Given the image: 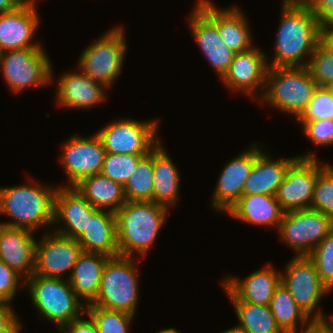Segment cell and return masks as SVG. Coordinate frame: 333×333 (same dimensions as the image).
<instances>
[{
  "label": "cell",
  "instance_id": "cell-1",
  "mask_svg": "<svg viewBox=\"0 0 333 333\" xmlns=\"http://www.w3.org/2000/svg\"><path fill=\"white\" fill-rule=\"evenodd\" d=\"M282 4L275 53L268 67L307 66L319 45L321 25L303 0H283Z\"/></svg>",
  "mask_w": 333,
  "mask_h": 333
},
{
  "label": "cell",
  "instance_id": "cell-2",
  "mask_svg": "<svg viewBox=\"0 0 333 333\" xmlns=\"http://www.w3.org/2000/svg\"><path fill=\"white\" fill-rule=\"evenodd\" d=\"M169 208L152 201H126L115 212L119 254L146 256L160 229L166 222Z\"/></svg>",
  "mask_w": 333,
  "mask_h": 333
},
{
  "label": "cell",
  "instance_id": "cell-3",
  "mask_svg": "<svg viewBox=\"0 0 333 333\" xmlns=\"http://www.w3.org/2000/svg\"><path fill=\"white\" fill-rule=\"evenodd\" d=\"M0 187V214L13 221L0 224L28 229L35 232L40 227L52 226L54 222V196L57 188L30 183ZM28 183V184H27Z\"/></svg>",
  "mask_w": 333,
  "mask_h": 333
},
{
  "label": "cell",
  "instance_id": "cell-4",
  "mask_svg": "<svg viewBox=\"0 0 333 333\" xmlns=\"http://www.w3.org/2000/svg\"><path fill=\"white\" fill-rule=\"evenodd\" d=\"M317 88L318 84L311 77L307 66L268 67L264 92L259 96V101L284 113L293 114L298 119Z\"/></svg>",
  "mask_w": 333,
  "mask_h": 333
},
{
  "label": "cell",
  "instance_id": "cell-5",
  "mask_svg": "<svg viewBox=\"0 0 333 333\" xmlns=\"http://www.w3.org/2000/svg\"><path fill=\"white\" fill-rule=\"evenodd\" d=\"M34 307L41 316L60 328L86 313V305L73 291L68 279L32 274L25 280Z\"/></svg>",
  "mask_w": 333,
  "mask_h": 333
},
{
  "label": "cell",
  "instance_id": "cell-6",
  "mask_svg": "<svg viewBox=\"0 0 333 333\" xmlns=\"http://www.w3.org/2000/svg\"><path fill=\"white\" fill-rule=\"evenodd\" d=\"M134 260V257L123 255L107 259L97 298L90 305L123 311L135 316L139 299V280Z\"/></svg>",
  "mask_w": 333,
  "mask_h": 333
},
{
  "label": "cell",
  "instance_id": "cell-7",
  "mask_svg": "<svg viewBox=\"0 0 333 333\" xmlns=\"http://www.w3.org/2000/svg\"><path fill=\"white\" fill-rule=\"evenodd\" d=\"M125 33L122 26H114L87 46L80 54L78 70L109 89L123 72Z\"/></svg>",
  "mask_w": 333,
  "mask_h": 333
},
{
  "label": "cell",
  "instance_id": "cell-8",
  "mask_svg": "<svg viewBox=\"0 0 333 333\" xmlns=\"http://www.w3.org/2000/svg\"><path fill=\"white\" fill-rule=\"evenodd\" d=\"M0 70L7 86L15 94L54 81L52 63L44 48L3 51L0 53Z\"/></svg>",
  "mask_w": 333,
  "mask_h": 333
},
{
  "label": "cell",
  "instance_id": "cell-9",
  "mask_svg": "<svg viewBox=\"0 0 333 333\" xmlns=\"http://www.w3.org/2000/svg\"><path fill=\"white\" fill-rule=\"evenodd\" d=\"M284 271L281 274V282L299 308L310 319H326L317 305L330 291L320 281L314 261L308 255H295L287 263Z\"/></svg>",
  "mask_w": 333,
  "mask_h": 333
},
{
  "label": "cell",
  "instance_id": "cell-10",
  "mask_svg": "<svg viewBox=\"0 0 333 333\" xmlns=\"http://www.w3.org/2000/svg\"><path fill=\"white\" fill-rule=\"evenodd\" d=\"M159 120L117 119L97 131L106 153L149 154L159 143Z\"/></svg>",
  "mask_w": 333,
  "mask_h": 333
},
{
  "label": "cell",
  "instance_id": "cell-11",
  "mask_svg": "<svg viewBox=\"0 0 333 333\" xmlns=\"http://www.w3.org/2000/svg\"><path fill=\"white\" fill-rule=\"evenodd\" d=\"M333 229V220L314 209L284 212L278 227L282 242L297 252L295 255H309L312 250Z\"/></svg>",
  "mask_w": 333,
  "mask_h": 333
},
{
  "label": "cell",
  "instance_id": "cell-12",
  "mask_svg": "<svg viewBox=\"0 0 333 333\" xmlns=\"http://www.w3.org/2000/svg\"><path fill=\"white\" fill-rule=\"evenodd\" d=\"M318 161L315 153L310 152L298 156L290 165L276 193L284 212L311 208L317 175L328 164Z\"/></svg>",
  "mask_w": 333,
  "mask_h": 333
},
{
  "label": "cell",
  "instance_id": "cell-13",
  "mask_svg": "<svg viewBox=\"0 0 333 333\" xmlns=\"http://www.w3.org/2000/svg\"><path fill=\"white\" fill-rule=\"evenodd\" d=\"M62 145L59 162L68 177V187H74L82 179L101 172L106 151L96 133L89 138L71 135Z\"/></svg>",
  "mask_w": 333,
  "mask_h": 333
},
{
  "label": "cell",
  "instance_id": "cell-14",
  "mask_svg": "<svg viewBox=\"0 0 333 333\" xmlns=\"http://www.w3.org/2000/svg\"><path fill=\"white\" fill-rule=\"evenodd\" d=\"M54 233V234H53ZM42 239L36 243L34 274L44 277L64 278L62 274L70 272L66 279L70 278L73 267L82 247L77 239L64 236L57 232L44 231Z\"/></svg>",
  "mask_w": 333,
  "mask_h": 333
},
{
  "label": "cell",
  "instance_id": "cell-15",
  "mask_svg": "<svg viewBox=\"0 0 333 333\" xmlns=\"http://www.w3.org/2000/svg\"><path fill=\"white\" fill-rule=\"evenodd\" d=\"M263 147L252 143L247 150L229 160L222 169L215 191L212 195V207L217 212L228 210L239 200L245 181L249 177L257 156Z\"/></svg>",
  "mask_w": 333,
  "mask_h": 333
},
{
  "label": "cell",
  "instance_id": "cell-16",
  "mask_svg": "<svg viewBox=\"0 0 333 333\" xmlns=\"http://www.w3.org/2000/svg\"><path fill=\"white\" fill-rule=\"evenodd\" d=\"M268 58L266 53L253 46L252 48L235 54L228 71L221 78L222 83L232 92L241 91L247 95H253L252 99H259L256 91L265 88L266 74L268 70Z\"/></svg>",
  "mask_w": 333,
  "mask_h": 333
},
{
  "label": "cell",
  "instance_id": "cell-17",
  "mask_svg": "<svg viewBox=\"0 0 333 333\" xmlns=\"http://www.w3.org/2000/svg\"><path fill=\"white\" fill-rule=\"evenodd\" d=\"M35 0H26L15 11L0 14V53L6 50L43 48L32 41L39 26Z\"/></svg>",
  "mask_w": 333,
  "mask_h": 333
},
{
  "label": "cell",
  "instance_id": "cell-18",
  "mask_svg": "<svg viewBox=\"0 0 333 333\" xmlns=\"http://www.w3.org/2000/svg\"><path fill=\"white\" fill-rule=\"evenodd\" d=\"M188 24L201 52L222 78L236 53L221 40L218 27L196 5L188 17Z\"/></svg>",
  "mask_w": 333,
  "mask_h": 333
},
{
  "label": "cell",
  "instance_id": "cell-19",
  "mask_svg": "<svg viewBox=\"0 0 333 333\" xmlns=\"http://www.w3.org/2000/svg\"><path fill=\"white\" fill-rule=\"evenodd\" d=\"M195 5L218 27L221 40L235 53L254 46L247 16L236 5L220 9L210 0H198Z\"/></svg>",
  "mask_w": 333,
  "mask_h": 333
},
{
  "label": "cell",
  "instance_id": "cell-20",
  "mask_svg": "<svg viewBox=\"0 0 333 333\" xmlns=\"http://www.w3.org/2000/svg\"><path fill=\"white\" fill-rule=\"evenodd\" d=\"M34 232L0 224V260L28 279L35 270L36 243Z\"/></svg>",
  "mask_w": 333,
  "mask_h": 333
},
{
  "label": "cell",
  "instance_id": "cell-21",
  "mask_svg": "<svg viewBox=\"0 0 333 333\" xmlns=\"http://www.w3.org/2000/svg\"><path fill=\"white\" fill-rule=\"evenodd\" d=\"M54 196V222L53 224H62L55 232L78 239L86 225L88 218L97 210L93 207L75 187L56 186Z\"/></svg>",
  "mask_w": 333,
  "mask_h": 333
},
{
  "label": "cell",
  "instance_id": "cell-22",
  "mask_svg": "<svg viewBox=\"0 0 333 333\" xmlns=\"http://www.w3.org/2000/svg\"><path fill=\"white\" fill-rule=\"evenodd\" d=\"M56 86L59 107L89 110L106 99L107 88L81 71L65 72Z\"/></svg>",
  "mask_w": 333,
  "mask_h": 333
},
{
  "label": "cell",
  "instance_id": "cell-23",
  "mask_svg": "<svg viewBox=\"0 0 333 333\" xmlns=\"http://www.w3.org/2000/svg\"><path fill=\"white\" fill-rule=\"evenodd\" d=\"M281 274L271 263L253 271L244 279L226 276L223 283L240 301L258 305H270L276 288L281 284Z\"/></svg>",
  "mask_w": 333,
  "mask_h": 333
},
{
  "label": "cell",
  "instance_id": "cell-24",
  "mask_svg": "<svg viewBox=\"0 0 333 333\" xmlns=\"http://www.w3.org/2000/svg\"><path fill=\"white\" fill-rule=\"evenodd\" d=\"M77 242L84 252L101 253L109 257L120 255L115 213L97 209L88 218V224Z\"/></svg>",
  "mask_w": 333,
  "mask_h": 333
},
{
  "label": "cell",
  "instance_id": "cell-25",
  "mask_svg": "<svg viewBox=\"0 0 333 333\" xmlns=\"http://www.w3.org/2000/svg\"><path fill=\"white\" fill-rule=\"evenodd\" d=\"M297 156L272 160L266 151H262L256 158L253 169L245 181L242 195L264 194L274 195L283 183L285 174Z\"/></svg>",
  "mask_w": 333,
  "mask_h": 333
},
{
  "label": "cell",
  "instance_id": "cell-26",
  "mask_svg": "<svg viewBox=\"0 0 333 333\" xmlns=\"http://www.w3.org/2000/svg\"><path fill=\"white\" fill-rule=\"evenodd\" d=\"M227 213L242 222L261 226L272 225L277 230L284 215L276 196L264 194L242 195Z\"/></svg>",
  "mask_w": 333,
  "mask_h": 333
},
{
  "label": "cell",
  "instance_id": "cell-27",
  "mask_svg": "<svg viewBox=\"0 0 333 333\" xmlns=\"http://www.w3.org/2000/svg\"><path fill=\"white\" fill-rule=\"evenodd\" d=\"M109 256L101 253L84 252L79 255L68 279L73 291L85 305L97 298L102 272Z\"/></svg>",
  "mask_w": 333,
  "mask_h": 333
},
{
  "label": "cell",
  "instance_id": "cell-28",
  "mask_svg": "<svg viewBox=\"0 0 333 333\" xmlns=\"http://www.w3.org/2000/svg\"><path fill=\"white\" fill-rule=\"evenodd\" d=\"M153 182V202L169 209L175 206L180 190V173L161 142L153 149Z\"/></svg>",
  "mask_w": 333,
  "mask_h": 333
},
{
  "label": "cell",
  "instance_id": "cell-29",
  "mask_svg": "<svg viewBox=\"0 0 333 333\" xmlns=\"http://www.w3.org/2000/svg\"><path fill=\"white\" fill-rule=\"evenodd\" d=\"M74 187L98 210L115 213L126 203L124 187L101 173L82 179Z\"/></svg>",
  "mask_w": 333,
  "mask_h": 333
},
{
  "label": "cell",
  "instance_id": "cell-30",
  "mask_svg": "<svg viewBox=\"0 0 333 333\" xmlns=\"http://www.w3.org/2000/svg\"><path fill=\"white\" fill-rule=\"evenodd\" d=\"M227 297L235 309L238 327L242 333H283L278 327L270 306L240 301L223 283Z\"/></svg>",
  "mask_w": 333,
  "mask_h": 333
},
{
  "label": "cell",
  "instance_id": "cell-31",
  "mask_svg": "<svg viewBox=\"0 0 333 333\" xmlns=\"http://www.w3.org/2000/svg\"><path fill=\"white\" fill-rule=\"evenodd\" d=\"M269 306L283 333H299L298 330H301L311 320L299 308L282 282L273 293Z\"/></svg>",
  "mask_w": 333,
  "mask_h": 333
},
{
  "label": "cell",
  "instance_id": "cell-32",
  "mask_svg": "<svg viewBox=\"0 0 333 333\" xmlns=\"http://www.w3.org/2000/svg\"><path fill=\"white\" fill-rule=\"evenodd\" d=\"M153 150L143 156L124 185L126 201L153 202Z\"/></svg>",
  "mask_w": 333,
  "mask_h": 333
},
{
  "label": "cell",
  "instance_id": "cell-33",
  "mask_svg": "<svg viewBox=\"0 0 333 333\" xmlns=\"http://www.w3.org/2000/svg\"><path fill=\"white\" fill-rule=\"evenodd\" d=\"M92 318L97 333H128L134 315L123 311L109 310L100 306L87 305L86 313Z\"/></svg>",
  "mask_w": 333,
  "mask_h": 333
},
{
  "label": "cell",
  "instance_id": "cell-34",
  "mask_svg": "<svg viewBox=\"0 0 333 333\" xmlns=\"http://www.w3.org/2000/svg\"><path fill=\"white\" fill-rule=\"evenodd\" d=\"M146 155L106 153L100 173L124 187L136 169L139 160Z\"/></svg>",
  "mask_w": 333,
  "mask_h": 333
},
{
  "label": "cell",
  "instance_id": "cell-35",
  "mask_svg": "<svg viewBox=\"0 0 333 333\" xmlns=\"http://www.w3.org/2000/svg\"><path fill=\"white\" fill-rule=\"evenodd\" d=\"M311 209L318 210L333 220V166L330 164L317 175Z\"/></svg>",
  "mask_w": 333,
  "mask_h": 333
},
{
  "label": "cell",
  "instance_id": "cell-36",
  "mask_svg": "<svg viewBox=\"0 0 333 333\" xmlns=\"http://www.w3.org/2000/svg\"><path fill=\"white\" fill-rule=\"evenodd\" d=\"M308 256L315 263L320 281L333 291V229Z\"/></svg>",
  "mask_w": 333,
  "mask_h": 333
},
{
  "label": "cell",
  "instance_id": "cell-37",
  "mask_svg": "<svg viewBox=\"0 0 333 333\" xmlns=\"http://www.w3.org/2000/svg\"><path fill=\"white\" fill-rule=\"evenodd\" d=\"M319 119H333V97L325 86H318L306 110L297 120L303 125Z\"/></svg>",
  "mask_w": 333,
  "mask_h": 333
},
{
  "label": "cell",
  "instance_id": "cell-38",
  "mask_svg": "<svg viewBox=\"0 0 333 333\" xmlns=\"http://www.w3.org/2000/svg\"><path fill=\"white\" fill-rule=\"evenodd\" d=\"M307 68L318 86H326L333 81V54L319 44L311 55Z\"/></svg>",
  "mask_w": 333,
  "mask_h": 333
},
{
  "label": "cell",
  "instance_id": "cell-39",
  "mask_svg": "<svg viewBox=\"0 0 333 333\" xmlns=\"http://www.w3.org/2000/svg\"><path fill=\"white\" fill-rule=\"evenodd\" d=\"M302 131L313 145L329 147L333 144V119L307 121Z\"/></svg>",
  "mask_w": 333,
  "mask_h": 333
},
{
  "label": "cell",
  "instance_id": "cell-40",
  "mask_svg": "<svg viewBox=\"0 0 333 333\" xmlns=\"http://www.w3.org/2000/svg\"><path fill=\"white\" fill-rule=\"evenodd\" d=\"M20 277L19 274L0 260V302H12L19 288L24 287L25 284V280Z\"/></svg>",
  "mask_w": 333,
  "mask_h": 333
},
{
  "label": "cell",
  "instance_id": "cell-41",
  "mask_svg": "<svg viewBox=\"0 0 333 333\" xmlns=\"http://www.w3.org/2000/svg\"><path fill=\"white\" fill-rule=\"evenodd\" d=\"M321 26L333 24V0H303Z\"/></svg>",
  "mask_w": 333,
  "mask_h": 333
},
{
  "label": "cell",
  "instance_id": "cell-42",
  "mask_svg": "<svg viewBox=\"0 0 333 333\" xmlns=\"http://www.w3.org/2000/svg\"><path fill=\"white\" fill-rule=\"evenodd\" d=\"M87 317L89 320L84 319L85 317L83 314L80 318L74 319L69 324L60 328L64 333H97L94 321L90 316L87 315Z\"/></svg>",
  "mask_w": 333,
  "mask_h": 333
},
{
  "label": "cell",
  "instance_id": "cell-43",
  "mask_svg": "<svg viewBox=\"0 0 333 333\" xmlns=\"http://www.w3.org/2000/svg\"><path fill=\"white\" fill-rule=\"evenodd\" d=\"M326 319H311L300 331V333H333V314ZM331 322V323H330Z\"/></svg>",
  "mask_w": 333,
  "mask_h": 333
},
{
  "label": "cell",
  "instance_id": "cell-44",
  "mask_svg": "<svg viewBox=\"0 0 333 333\" xmlns=\"http://www.w3.org/2000/svg\"><path fill=\"white\" fill-rule=\"evenodd\" d=\"M319 44L333 54V24L320 26V41Z\"/></svg>",
  "mask_w": 333,
  "mask_h": 333
},
{
  "label": "cell",
  "instance_id": "cell-45",
  "mask_svg": "<svg viewBox=\"0 0 333 333\" xmlns=\"http://www.w3.org/2000/svg\"><path fill=\"white\" fill-rule=\"evenodd\" d=\"M17 314L9 302H0V330L4 329Z\"/></svg>",
  "mask_w": 333,
  "mask_h": 333
},
{
  "label": "cell",
  "instance_id": "cell-46",
  "mask_svg": "<svg viewBox=\"0 0 333 333\" xmlns=\"http://www.w3.org/2000/svg\"><path fill=\"white\" fill-rule=\"evenodd\" d=\"M26 0H0V14L15 11Z\"/></svg>",
  "mask_w": 333,
  "mask_h": 333
},
{
  "label": "cell",
  "instance_id": "cell-47",
  "mask_svg": "<svg viewBox=\"0 0 333 333\" xmlns=\"http://www.w3.org/2000/svg\"><path fill=\"white\" fill-rule=\"evenodd\" d=\"M22 324L19 317L16 316L4 329L0 330V333H20Z\"/></svg>",
  "mask_w": 333,
  "mask_h": 333
},
{
  "label": "cell",
  "instance_id": "cell-48",
  "mask_svg": "<svg viewBox=\"0 0 333 333\" xmlns=\"http://www.w3.org/2000/svg\"><path fill=\"white\" fill-rule=\"evenodd\" d=\"M221 333H242V332L238 327L234 326V327L229 328L225 331H222Z\"/></svg>",
  "mask_w": 333,
  "mask_h": 333
},
{
  "label": "cell",
  "instance_id": "cell-49",
  "mask_svg": "<svg viewBox=\"0 0 333 333\" xmlns=\"http://www.w3.org/2000/svg\"><path fill=\"white\" fill-rule=\"evenodd\" d=\"M157 333H180V332L175 328H167V329H161Z\"/></svg>",
  "mask_w": 333,
  "mask_h": 333
},
{
  "label": "cell",
  "instance_id": "cell-50",
  "mask_svg": "<svg viewBox=\"0 0 333 333\" xmlns=\"http://www.w3.org/2000/svg\"><path fill=\"white\" fill-rule=\"evenodd\" d=\"M325 87L330 92L331 96L333 97V81L329 82Z\"/></svg>",
  "mask_w": 333,
  "mask_h": 333
},
{
  "label": "cell",
  "instance_id": "cell-51",
  "mask_svg": "<svg viewBox=\"0 0 333 333\" xmlns=\"http://www.w3.org/2000/svg\"><path fill=\"white\" fill-rule=\"evenodd\" d=\"M59 330H60L59 333H60V332H61V333H64V331H63L61 328H59Z\"/></svg>",
  "mask_w": 333,
  "mask_h": 333
}]
</instances>
